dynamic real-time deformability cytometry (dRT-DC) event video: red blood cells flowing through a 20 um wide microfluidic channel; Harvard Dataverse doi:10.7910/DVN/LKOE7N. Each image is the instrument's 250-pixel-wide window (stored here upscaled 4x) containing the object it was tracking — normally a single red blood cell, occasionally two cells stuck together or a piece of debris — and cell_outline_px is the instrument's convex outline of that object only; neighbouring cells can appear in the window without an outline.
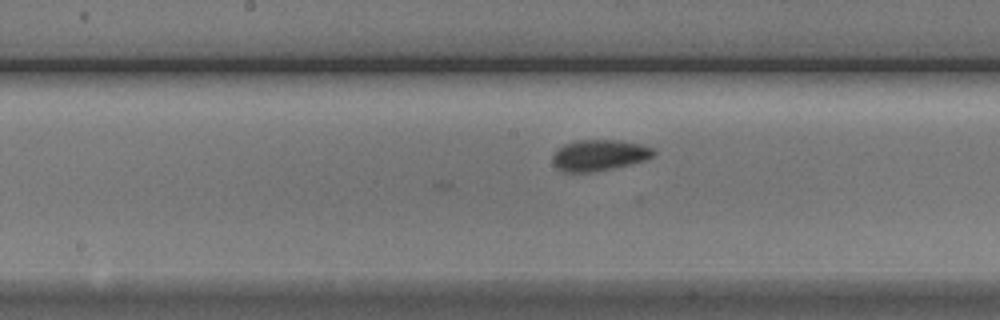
{"species": "Egyptian fruit bat (a non-hibernating species)", "species_latin": "Rousettus aegyptiacus", "temperature_condition": "cold", "stored_images_in_passage": 15, "camera_frame_rate_fps": 3000, "um_per_image_px": 0.085, "animal": {"sex": "male"}, "frame": {"image": 1, "passage_image": 15, "time_ms": 4.667, "image_size_px": [1000, 320], "cell_outline_px": [[656, 152], [652, 156], [644, 160], [612, 168], [592, 172], [564, 172], [556, 168], [552, 160], [552, 156], [556, 148], [564, 144], [576, 140], [616, 140], [640, 144], [652, 148]], "centroid_in_image_um": [50.86, 13.19], "position_along_channel_um": 197.3, "area_um2": 18.21}}